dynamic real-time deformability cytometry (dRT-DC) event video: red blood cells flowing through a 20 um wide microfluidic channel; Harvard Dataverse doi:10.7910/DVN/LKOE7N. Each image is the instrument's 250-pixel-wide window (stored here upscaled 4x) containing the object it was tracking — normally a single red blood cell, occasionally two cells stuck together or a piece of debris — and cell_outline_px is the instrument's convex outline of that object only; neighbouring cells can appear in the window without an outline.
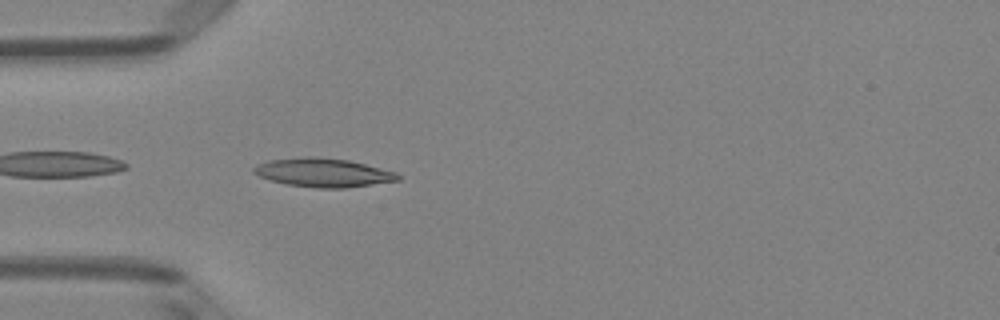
{"species": "Egyptian fruit bat (a non-hibernating species)", "species_latin": "Rousettus aegyptiacus", "temperature_condition": "room temperature", "stored_images_in_passage": 36, "camera_frame_rate_fps": 3000, "um_per_image_px": 0.085, "animal": {"sex": "female"}, "frame": {"image": 1, "passage_image": 1, "time_ms": 0.0, "image_size_px": [1000, 320], "cell_outline_px": [[400, 180], [344, 188], [316, 188], [288, 184], [272, 180], [260, 176], [252, 172], [252, 168], [268, 160], [308, 156], [312, 156], [348, 160], [396, 172], [400, 176]], "centroid_in_image_um": [27.47, 14.67], "position_along_channel_um": 57.5, "area_um2": 23.81}}
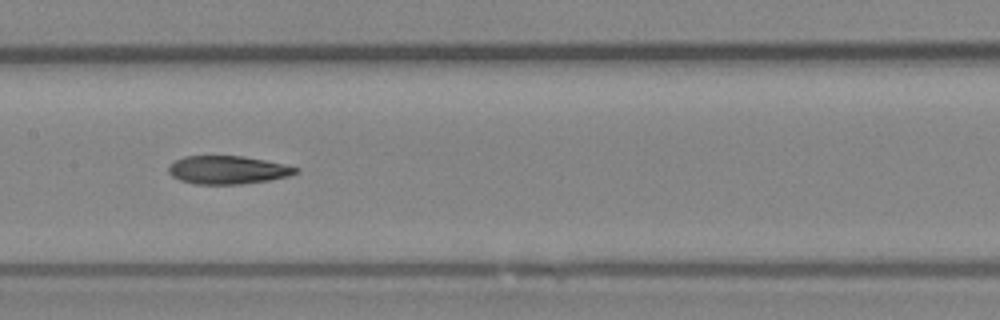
{"frame": {"image": 2, "passage_image": 11, "time_ms": 3.333, "image_size_px": [1000, 320], "cell_outline_px": [[300, 172], [288, 176], [268, 180], [240, 184], [196, 184], [180, 180], [172, 176], [168, 172], [168, 164], [184, 156], [244, 156], [284, 164], [300, 168]], "centroid_in_image_um": [19.35, 14.44], "position_along_channel_um": 188.1, "area_um2": 20.92}}
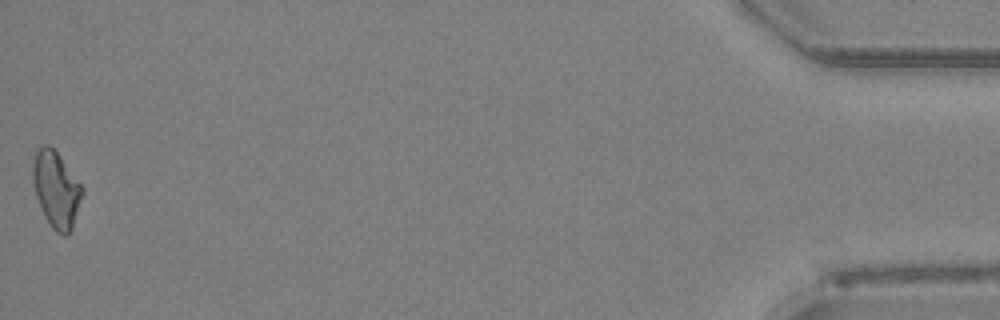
{"frame": {"image": 3, "passage_image": 36, "time_ms": 11.667, "image_size_px": [1000, 320], "cell_outline_px": [[84, 192], [72, 228], [64, 236], [56, 232], [52, 228], [44, 216], [36, 196], [32, 180], [32, 164], [36, 152], [44, 144], [48, 144], [56, 152], [84, 188]], "centroid_in_image_um": [4.77, 16.12], "position_along_channel_um": 430.4, "area_um2": 21.73}}